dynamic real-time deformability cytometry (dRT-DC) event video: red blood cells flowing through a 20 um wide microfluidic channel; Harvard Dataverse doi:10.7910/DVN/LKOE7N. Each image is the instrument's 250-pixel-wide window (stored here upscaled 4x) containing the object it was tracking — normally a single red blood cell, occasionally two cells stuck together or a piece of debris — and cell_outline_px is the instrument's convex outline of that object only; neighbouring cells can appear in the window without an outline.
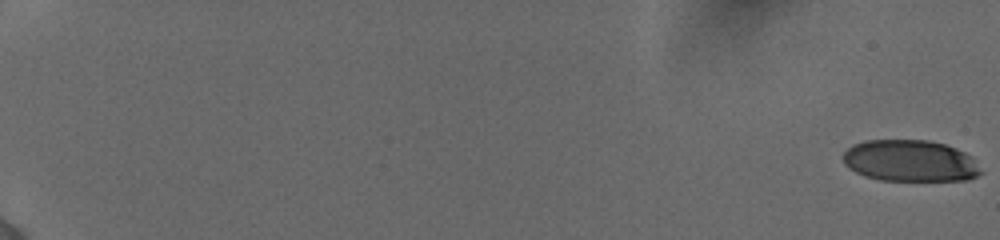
{"species": "human", "species_latin": "Homo sapiens", "temperature_condition": "cold", "stored_images_in_passage": 50, "camera_frame_rate_fps": 3000, "um_per_image_px": 0.085, "donor": {"sex": "female"}, "frame": {"image": 1, "passage_image": 1, "time_ms": 0.0, "image_size_px": [1000, 240], "cell_outline_px": [[984, 172], [968, 180], [880, 180], [864, 176], [848, 168], [844, 164], [844, 152], [852, 144], [864, 140], [928, 140], [944, 144], [956, 148], [972, 156]], "centroid_in_image_um": [77.37, 13.67], "position_along_channel_um": 7.6, "area_um2": 33.58}}
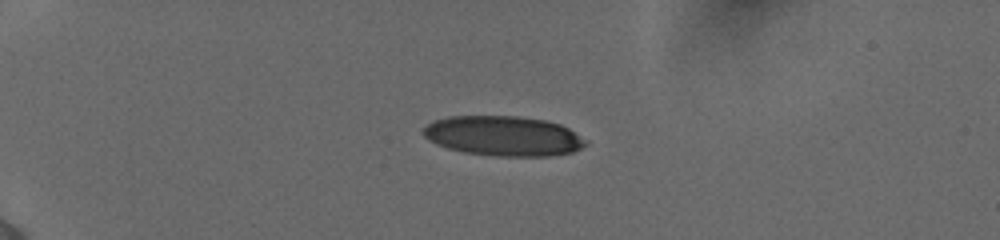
{"frame": {"image": 2, "passage_image": 37, "time_ms": 5.333, "image_size_px": [1000, 240], "cell_outline_px": [[588, 144], [572, 152], [548, 156], [496, 156], [464, 152], [448, 148], [436, 144], [428, 140], [420, 132], [432, 120], [448, 116], [516, 116], [544, 120], [560, 124], [568, 128], [588, 140]], "centroid_in_image_um": [42.77, 11.55], "position_along_channel_um": 42.2, "area_um2": 37.92}}
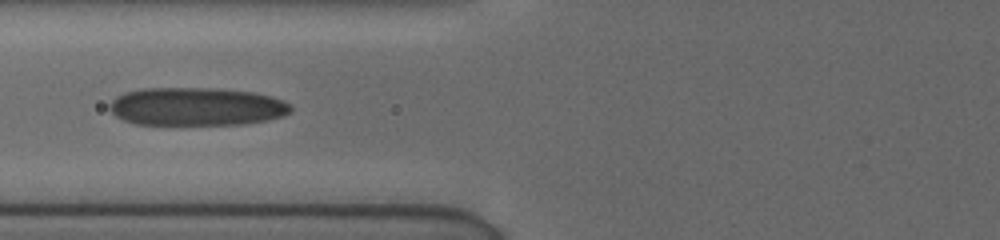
{"frame": {"image": 3, "passage_image": 49, "time_ms": 8.667, "image_size_px": [1000, 240], "cell_outline_px": [[292, 108], [284, 116], [268, 120], [244, 124], [136, 124], [124, 120], [116, 116], [108, 108], [108, 104], [116, 96], [124, 92], [140, 88], [220, 88], [252, 92], [272, 96], [284, 100]], "centroid_in_image_um": [16.68, 9.05], "position_along_channel_um": 109.1, "area_um2": 40.52}}